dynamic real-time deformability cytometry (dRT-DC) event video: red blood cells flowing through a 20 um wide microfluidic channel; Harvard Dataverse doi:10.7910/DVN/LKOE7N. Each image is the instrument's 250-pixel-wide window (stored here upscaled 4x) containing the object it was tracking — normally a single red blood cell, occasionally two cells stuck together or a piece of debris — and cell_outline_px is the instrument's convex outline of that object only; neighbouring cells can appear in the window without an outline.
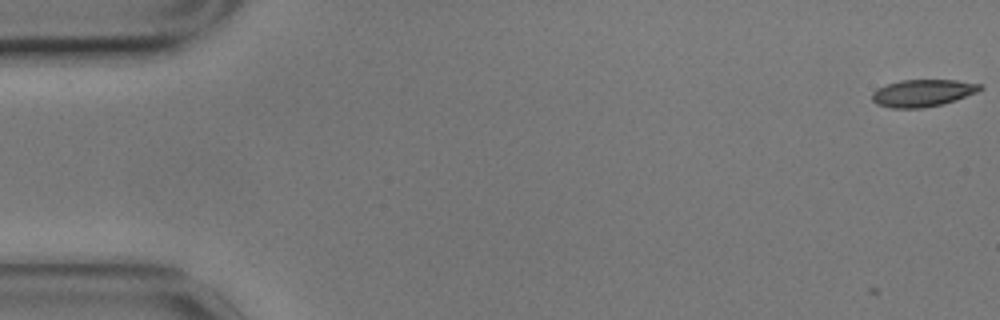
{"species": "common noctule bat (a hibernating species)", "species_latin": "Nyctalus noctula", "temperature_condition": "cold", "stored_images_in_passage": 3, "camera_frame_rate_fps": 3000, "um_per_image_px": 0.085, "animal": {"sex": "male", "body_mass_g": 17.9}, "frame": {"image": 1, "passage_image": 3, "time_ms": 0.667, "image_size_px": [1000, 320], "cell_outline_px": [[984, 88], [976, 92], [956, 100], [944, 104], [924, 108], [892, 108], [876, 104], [872, 100], [872, 92], [876, 88], [900, 80], [956, 80], [980, 84]], "centroid_in_image_um": [78.41, 7.91], "position_along_channel_um": 6.6, "area_um2": 17.17}}